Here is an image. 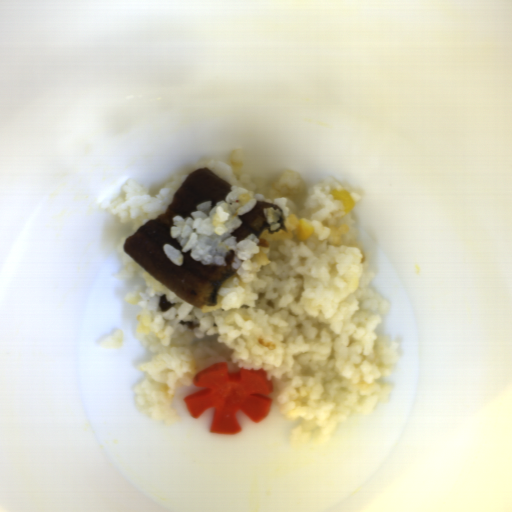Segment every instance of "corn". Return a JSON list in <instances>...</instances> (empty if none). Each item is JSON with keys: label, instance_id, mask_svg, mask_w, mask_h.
<instances>
[{"label": "corn", "instance_id": "obj_1", "mask_svg": "<svg viewBox=\"0 0 512 512\" xmlns=\"http://www.w3.org/2000/svg\"><path fill=\"white\" fill-rule=\"evenodd\" d=\"M330 194L341 202L344 213L352 210L356 204L355 200L351 198L348 190H338L335 188L330 191Z\"/></svg>", "mask_w": 512, "mask_h": 512}, {"label": "corn", "instance_id": "obj_2", "mask_svg": "<svg viewBox=\"0 0 512 512\" xmlns=\"http://www.w3.org/2000/svg\"><path fill=\"white\" fill-rule=\"evenodd\" d=\"M315 228L305 219H302L296 228V236L300 240H307L313 234Z\"/></svg>", "mask_w": 512, "mask_h": 512}]
</instances>
